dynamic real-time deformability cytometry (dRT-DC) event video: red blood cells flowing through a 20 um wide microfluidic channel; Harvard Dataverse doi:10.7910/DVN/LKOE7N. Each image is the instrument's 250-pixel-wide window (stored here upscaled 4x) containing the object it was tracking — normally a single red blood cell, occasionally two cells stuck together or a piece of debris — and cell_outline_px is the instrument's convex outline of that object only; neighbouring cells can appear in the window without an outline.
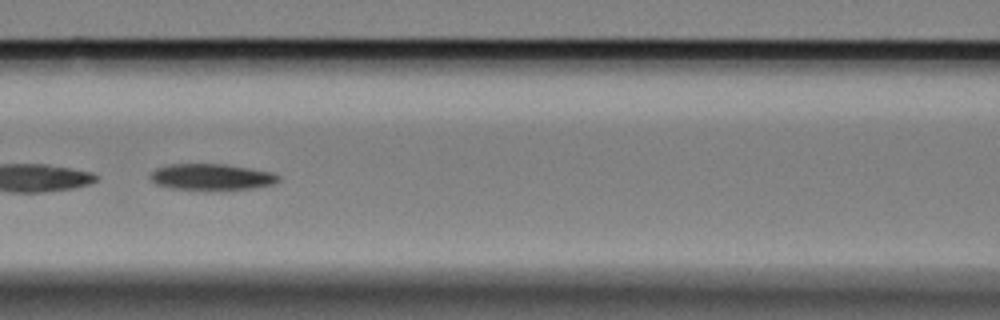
{"species": "Egyptian fruit bat (a non-hibernating species)", "species_latin": "Rousettus aegyptiacus", "temperature_condition": "cold", "stored_images_in_passage": 30, "segment_of_instrument_passage": [2, 2], "camera_frame_rate_fps": 3000, "um_per_image_px": 0.085, "animal": {"sex": "female"}, "frame": {"image": 1, "passage_image": 21, "time_ms": 6.667, "image_size_px": [1000, 320], "cell_outline_px": [[280, 180], [272, 184], [252, 188], [172, 188], [156, 184], [148, 176], [156, 168], [168, 164], [224, 164], [272, 172], [280, 176]], "centroid_in_image_um": [17.96, 15.01], "position_along_channel_um": 148.6, "area_um2": 18.96}}
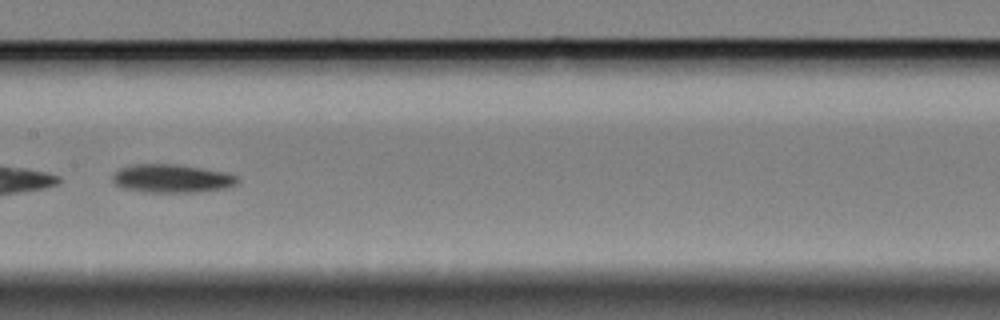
{"frame": {"image": 2, "passage_image": 25, "time_ms": 8.0, "image_size_px": [1000, 320], "cell_outline_px": [[240, 180], [236, 184], [224, 188], [196, 192], [144, 192], [124, 188], [116, 184], [112, 180], [112, 176], [120, 168], [132, 164], [176, 164], [224, 172], [236, 176]], "centroid_in_image_um": [14.58, 15.17], "position_along_channel_um": 192.8, "area_um2": 20.46}}